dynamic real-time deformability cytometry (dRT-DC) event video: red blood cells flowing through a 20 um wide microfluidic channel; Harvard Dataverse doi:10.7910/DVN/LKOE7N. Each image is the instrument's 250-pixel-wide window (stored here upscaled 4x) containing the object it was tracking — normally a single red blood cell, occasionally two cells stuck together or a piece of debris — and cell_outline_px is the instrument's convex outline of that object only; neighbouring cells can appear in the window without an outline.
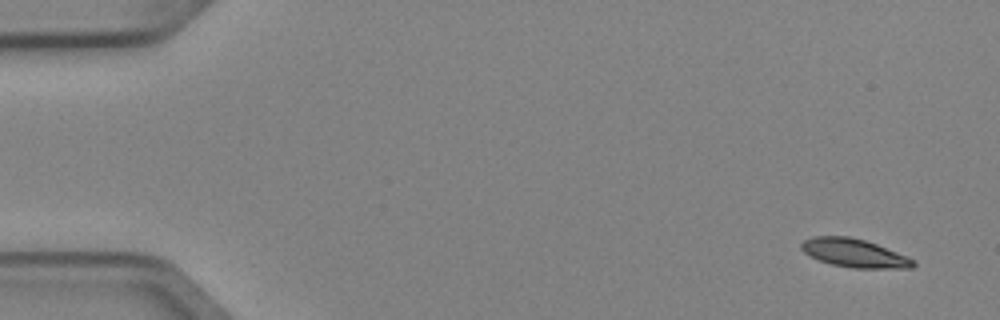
{"species": "Egyptian fruit bat (a non-hibernating species)", "species_latin": "Rousettus aegyptiacus", "temperature_condition": "cold", "stored_images_in_passage": 5, "camera_frame_rate_fps": 3000, "um_per_image_px": 0.085, "animal": {"sex": "female"}, "frame": {"image": 1, "passage_image": 1, "time_ms": 0.0, "image_size_px": [1000, 320], "cell_outline_px": [[916, 264], [912, 268], [852, 268], [832, 264], [820, 260], [804, 252], [800, 248], [800, 244], [804, 240], [812, 236], [848, 236], [864, 240], [876, 244], [908, 256], [916, 260]], "centroid_in_image_um": [72.64, 21.51], "position_along_channel_um": 12.4, "area_um2": 18.5}}
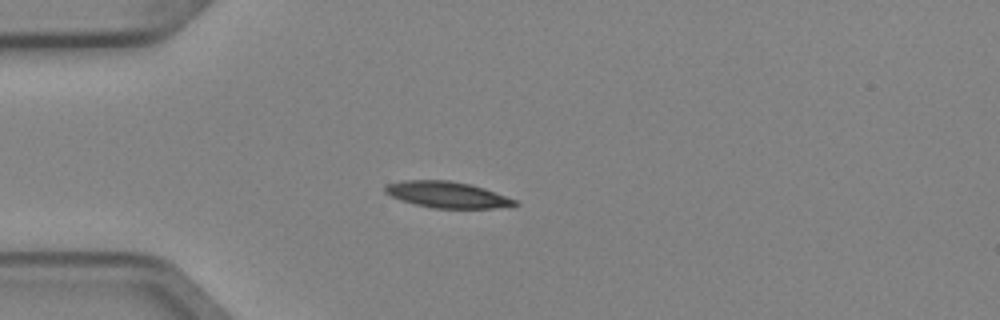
{"frame": {"image": 2, "passage_image": 4, "time_ms": 1.0, "image_size_px": [1000, 320], "cell_outline_px": [[520, 204], [492, 208], [432, 208], [400, 200], [384, 192], [384, 184], [404, 180], [448, 180], [468, 184], [484, 188], [516, 200]], "centroid_in_image_um": [37.95, 16.54], "position_along_channel_um": 47.0, "area_um2": 19.65}}